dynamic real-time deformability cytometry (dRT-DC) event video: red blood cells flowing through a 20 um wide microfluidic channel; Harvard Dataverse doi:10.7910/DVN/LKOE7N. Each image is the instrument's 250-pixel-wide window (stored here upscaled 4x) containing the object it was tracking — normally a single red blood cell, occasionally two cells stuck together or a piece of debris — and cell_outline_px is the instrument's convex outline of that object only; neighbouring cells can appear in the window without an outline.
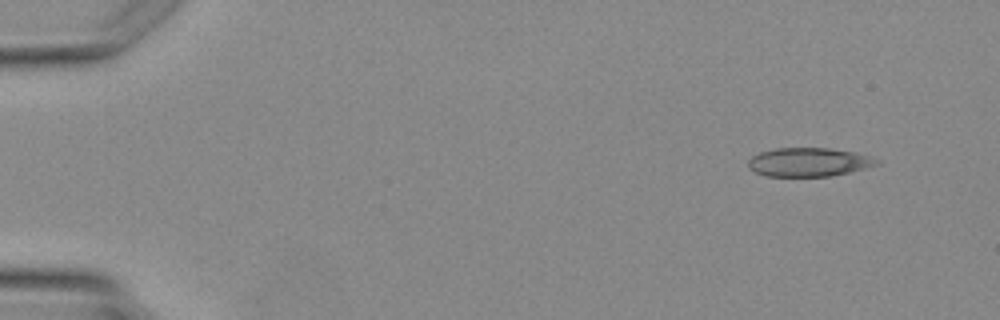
{"species": "Egyptian fruit bat (a non-hibernating species)", "species_latin": "Rousettus aegyptiacus", "temperature_condition": "warm", "stored_images_in_passage": 4, "camera_frame_rate_fps": 3000, "um_per_image_px": 0.085, "animal": {"sex": "female"}, "frame": {"image": 1, "passage_image": 1, "time_ms": 0.0, "image_size_px": [1000, 320], "cell_outline_px": [[880, 164], [832, 176], [764, 176], [752, 172], [748, 168], [748, 160], [752, 156], [760, 152], [776, 148], [828, 148], [856, 152], [872, 156], [880, 160]], "centroid_in_image_um": [68.73, 13.78], "position_along_channel_um": 16.3, "area_um2": 21.73}}